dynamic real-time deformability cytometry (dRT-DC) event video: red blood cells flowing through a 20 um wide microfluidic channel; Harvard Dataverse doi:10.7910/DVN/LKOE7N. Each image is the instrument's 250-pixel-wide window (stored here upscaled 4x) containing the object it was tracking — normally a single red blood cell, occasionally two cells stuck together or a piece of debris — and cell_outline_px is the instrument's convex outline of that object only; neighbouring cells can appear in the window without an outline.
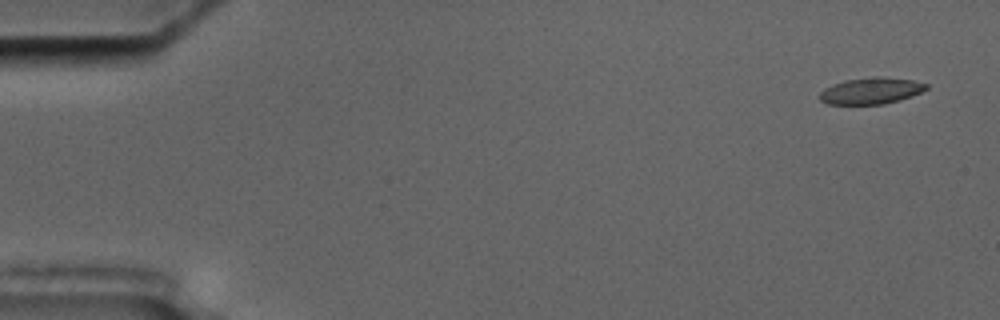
{"species": "common noctule bat (a hibernating species)", "species_latin": "Nyctalus noctula", "temperature_condition": "cold", "stored_images_in_passage": 4, "camera_frame_rate_fps": 3000, "um_per_image_px": 0.085, "animal": {"sex": "male", "body_mass_g": 17.5, "forearm_length_mm": 52.3}, "frame": {"image": 1, "passage_image": 1, "time_ms": 0.0, "image_size_px": [1000, 320], "cell_outline_px": [[928, 88], [912, 96], [900, 100], [884, 104], [828, 104], [820, 100], [820, 92], [824, 88], [832, 84], [844, 80], [876, 76], [912, 80], [928, 84]], "centroid_in_image_um": [74.03, 7.72], "position_along_channel_um": 11.0, "area_um2": 16.42}}